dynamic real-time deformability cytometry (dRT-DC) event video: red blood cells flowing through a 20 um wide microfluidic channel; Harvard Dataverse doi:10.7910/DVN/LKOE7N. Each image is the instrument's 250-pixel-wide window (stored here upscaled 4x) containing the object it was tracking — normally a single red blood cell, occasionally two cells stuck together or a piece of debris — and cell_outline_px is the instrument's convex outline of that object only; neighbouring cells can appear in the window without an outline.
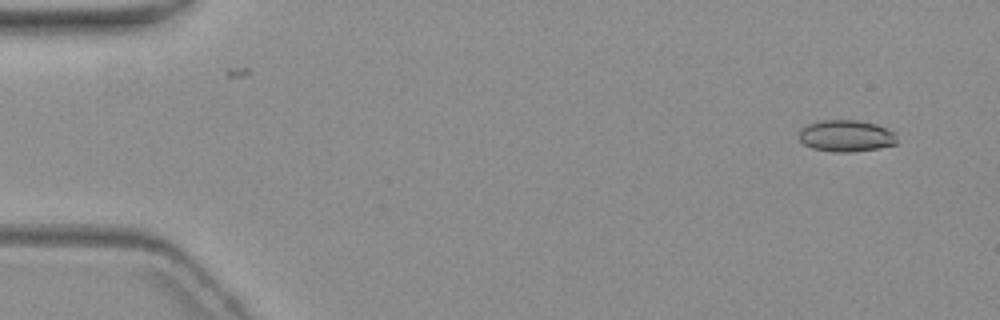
{"species": "common noctule bat (a hibernating species)", "species_latin": "Nyctalus noctula", "temperature_condition": "warm", "stored_images_in_passage": 5, "camera_frame_rate_fps": 3000, "um_per_image_px": 0.085, "animal": {"sex": "female", "body_mass_g": 19.3, "forearm_length_mm": 54.1}, "frame": {"image": 1, "passage_image": 1, "time_ms": 0.0, "image_size_px": [1000, 320], "cell_outline_px": [[896, 144], [880, 148], [852, 152], [836, 152], [812, 148], [804, 144], [800, 140], [800, 128], [804, 124], [820, 120], [856, 120], [876, 124], [888, 128], [896, 132]], "centroid_in_image_um": [71.93, 11.54], "position_along_channel_um": 13.1, "area_um2": 18.32}}
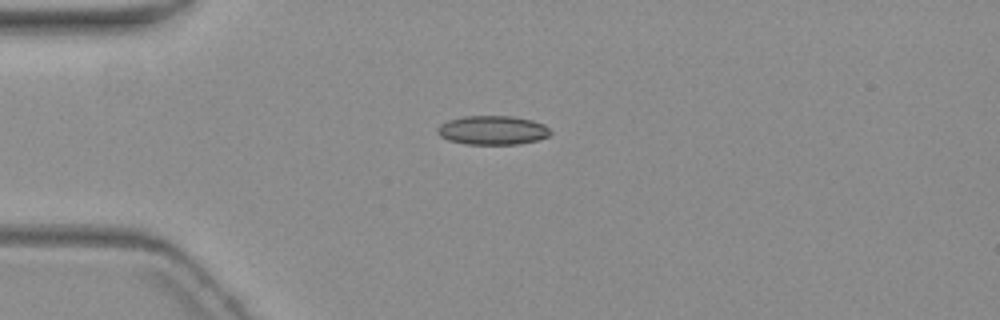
{"frame": {"image": 2, "passage_image": 4, "time_ms": 3.667, "image_size_px": [1000, 320], "cell_outline_px": [[552, 132], [548, 136], [536, 140], [516, 144], [464, 144], [448, 140], [440, 136], [436, 132], [436, 128], [440, 124], [448, 120], [464, 116], [512, 116], [532, 120], [544, 124]], "centroid_in_image_um": [41.83, 11.06], "position_along_channel_um": 43.2, "area_um2": 19.13}}